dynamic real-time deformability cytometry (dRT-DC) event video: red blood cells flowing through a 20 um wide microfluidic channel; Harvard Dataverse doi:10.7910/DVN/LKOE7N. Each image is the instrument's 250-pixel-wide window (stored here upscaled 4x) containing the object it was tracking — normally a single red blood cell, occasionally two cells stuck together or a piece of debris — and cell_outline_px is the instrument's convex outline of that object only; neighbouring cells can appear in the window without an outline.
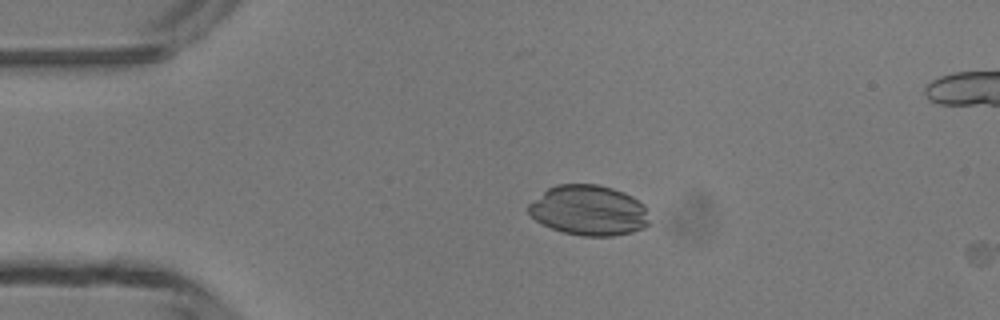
{"species": "common noctule bat (a hibernating species)", "species_latin": "Nyctalus noctula", "temperature_condition": "room temperature", "stored_images_in_passage": 4, "camera_frame_rate_fps": 3000, "um_per_image_px": 0.085, "animal": {"sex": "male", "body_mass_g": 13.3}, "frame": {"image": 1, "passage_image": 3, "time_ms": 2.333, "image_size_px": [1000, 320], "cell_outline_px": [[648, 224], [644, 228], [632, 232], [612, 236], [580, 236], [564, 232], [552, 228], [536, 220], [528, 212], [528, 204], [548, 188], [556, 184], [596, 184], [612, 188], [624, 192], [632, 196], [644, 204], [648, 220]], "centroid_in_image_um": [50.05, 17.88], "position_along_channel_um": 35.0, "area_um2": 35.32}}